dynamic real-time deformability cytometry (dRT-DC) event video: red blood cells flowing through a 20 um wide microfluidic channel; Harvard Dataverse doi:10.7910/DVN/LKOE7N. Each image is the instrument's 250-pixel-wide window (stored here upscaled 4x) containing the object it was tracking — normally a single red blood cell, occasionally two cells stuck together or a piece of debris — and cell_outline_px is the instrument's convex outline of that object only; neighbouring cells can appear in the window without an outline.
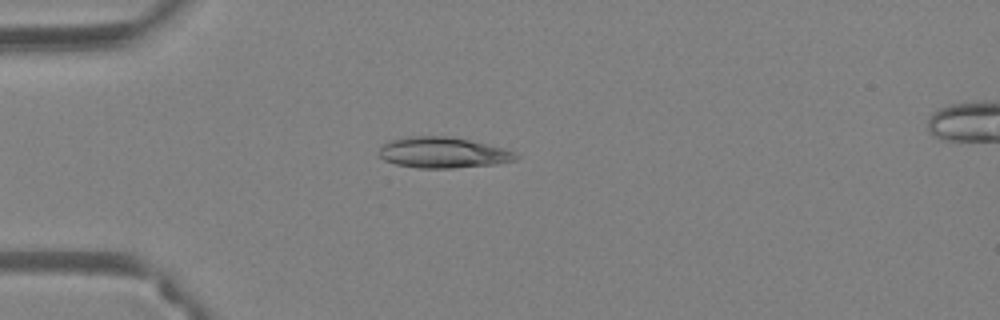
{"species": "Egyptian fruit bat (a non-hibernating species)", "species_latin": "Rousettus aegyptiacus", "temperature_condition": "warm", "stored_images_in_passage": 44, "camera_frame_rate_fps": 3000, "um_per_image_px": 0.085, "animal": {"sex": "female"}, "frame": {"image": 1, "passage_image": 7, "time_ms": 2.0, "image_size_px": [1000, 320], "cell_outline_px": [[520, 156], [516, 160], [496, 164], [452, 168], [416, 168], [396, 164], [384, 160], [380, 156], [380, 148], [388, 140], [412, 136], [444, 136], [468, 140], [504, 148], [516, 152]], "centroid_in_image_um": [37.67, 12.98], "position_along_channel_um": 47.3, "area_um2": 24.51}}
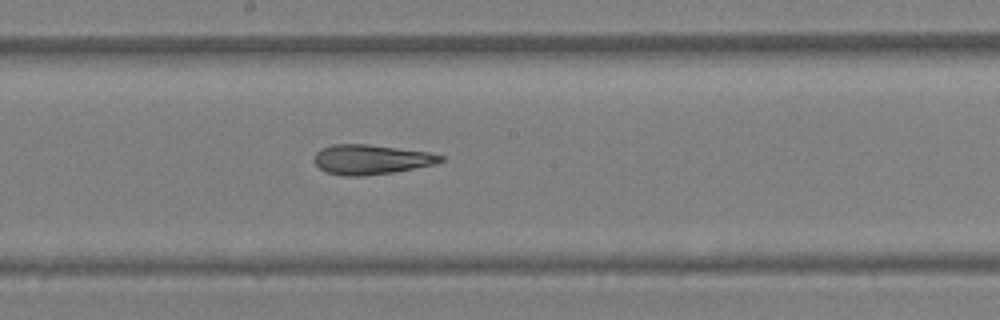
{"frame": {"image": 2, "passage_image": 21, "time_ms": 6.667, "image_size_px": [1000, 320], "cell_outline_px": [[444, 160], [436, 164], [392, 172], [364, 176], [344, 176], [328, 172], [320, 168], [312, 160], [316, 152], [320, 148], [332, 144], [368, 144], [428, 152], [444, 156]], "centroid_in_image_um": [31.52, 13.55], "position_along_channel_um": 216.7, "area_um2": 21.91}}
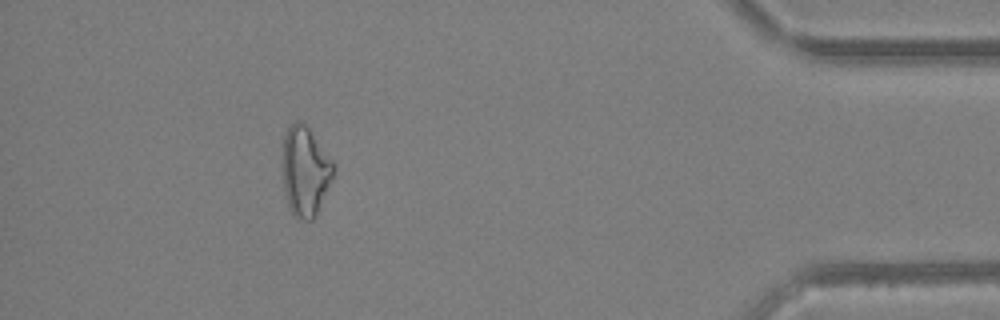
{"frame": {"image": 3, "passage_image": 39, "time_ms": 12.667, "image_size_px": [1000, 320], "cell_outline_px": [[336, 168], [316, 212], [312, 220], [300, 220], [292, 216], [288, 208], [284, 192], [284, 136], [288, 128], [296, 120], [300, 120], [308, 128], [336, 164]], "centroid_in_image_um": [25.94, 14.57], "position_along_channel_um": 409.3, "area_um2": 26.13}, "authors_computed_cell_mechanics": {"area_um2": 23.5535, "velocity_mm_per_s": 4.0626, "shape_relaxation_time_tau1_ms": null, "shape_relaxation_time_tau2_ms": 3.6423, "deformation_change_tau1": null, "deformation_change_tau2": 0.1223}}